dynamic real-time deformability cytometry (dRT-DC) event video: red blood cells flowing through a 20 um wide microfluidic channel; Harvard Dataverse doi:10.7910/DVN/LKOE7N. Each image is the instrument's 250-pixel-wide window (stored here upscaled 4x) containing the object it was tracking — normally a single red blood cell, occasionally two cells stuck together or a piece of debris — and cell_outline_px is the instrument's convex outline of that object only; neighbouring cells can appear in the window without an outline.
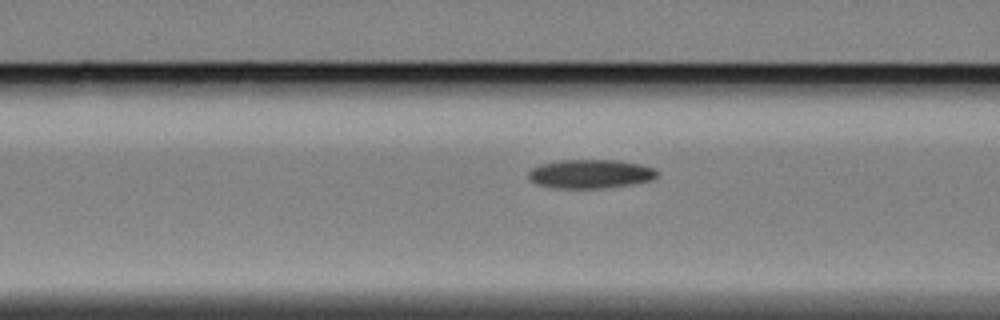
{"species": "Egyptian fruit bat (a non-hibernating species)", "species_latin": "Rousettus aegyptiacus", "temperature_condition": "cold", "stored_images_in_passage": 42, "camera_frame_rate_fps": 3000, "um_per_image_px": 0.085, "animal": {"sex": "female"}, "frame": {"image": 1, "passage_image": 18, "time_ms": 5.667, "image_size_px": [1000, 320], "cell_outline_px": [[660, 172], [652, 180], [632, 184], [604, 188], [556, 188], [536, 184], [528, 176], [528, 172], [532, 168], [540, 164], [560, 160], [620, 160], [640, 164], [656, 168]], "centroid_in_image_um": [50.22, 14.77], "position_along_channel_um": 116.4, "area_um2": 21.79}}
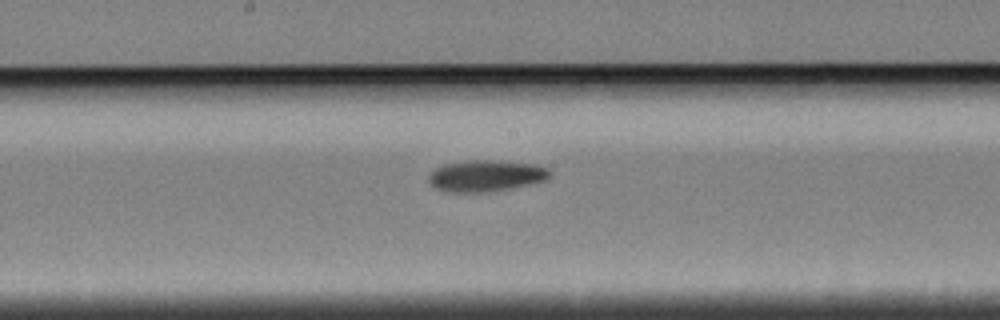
{"frame": {"image": 2, "passage_image": 26, "time_ms": 8.333, "image_size_px": [1000, 320], "cell_outline_px": [[552, 172], [544, 180], [528, 184], [508, 188], [480, 192], [452, 192], [436, 188], [428, 180], [428, 176], [436, 168], [444, 164], [468, 160], [500, 160], [536, 164], [548, 168]], "centroid_in_image_um": [41.3, 14.91], "position_along_channel_um": 206.9, "area_um2": 21.91}}
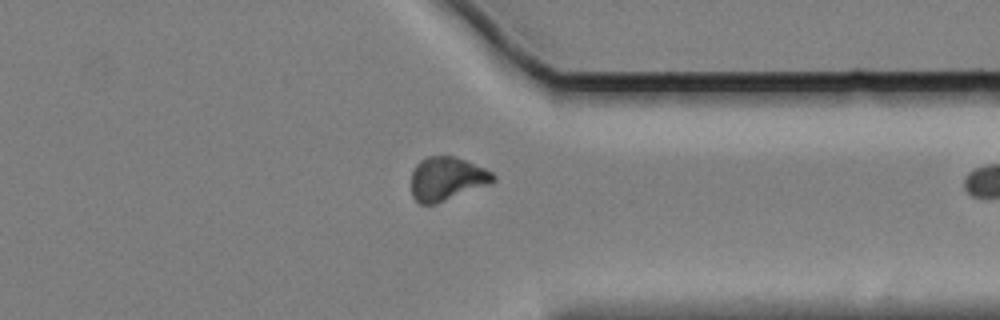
{"frame": {"image": 3, "passage_image": 41, "time_ms": 13.333, "image_size_px": [1000, 320], "cell_outline_px": [[496, 180], [492, 184], [436, 204], [420, 204], [412, 196], [412, 172], [416, 164], [420, 160], [428, 156], [456, 156], [484, 168], [492, 172], [496, 176]], "centroid_in_image_um": [38.01, 15.2], "position_along_channel_um": 373.4, "area_um2": 21.04}}